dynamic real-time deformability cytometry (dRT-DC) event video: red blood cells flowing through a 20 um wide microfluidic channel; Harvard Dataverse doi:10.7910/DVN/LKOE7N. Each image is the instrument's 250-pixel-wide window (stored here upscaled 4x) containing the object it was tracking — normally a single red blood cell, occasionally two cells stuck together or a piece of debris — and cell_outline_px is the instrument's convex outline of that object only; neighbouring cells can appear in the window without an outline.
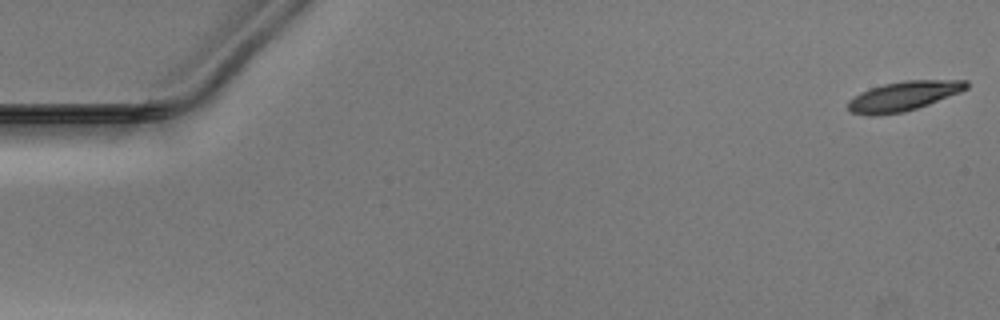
{"species": "Egyptian fruit bat (a non-hibernating species)", "species_latin": "Rousettus aegyptiacus", "temperature_condition": "warm", "stored_images_in_passage": 51, "camera_frame_rate_fps": 3000, "um_per_image_px": 0.085, "animal": {"sex": "male"}, "frame": {"image": 1, "passage_image": 1, "time_ms": 0.0, "image_size_px": [1000, 320], "cell_outline_px": [[968, 88], [960, 92], [928, 104], [904, 112], [872, 116], [868, 116], [852, 112], [848, 108], [848, 100], [860, 92], [884, 84], [904, 80], [968, 80]], "centroid_in_image_um": [76.79, 8.17], "position_along_channel_um": 8.2, "area_um2": 20.23}}
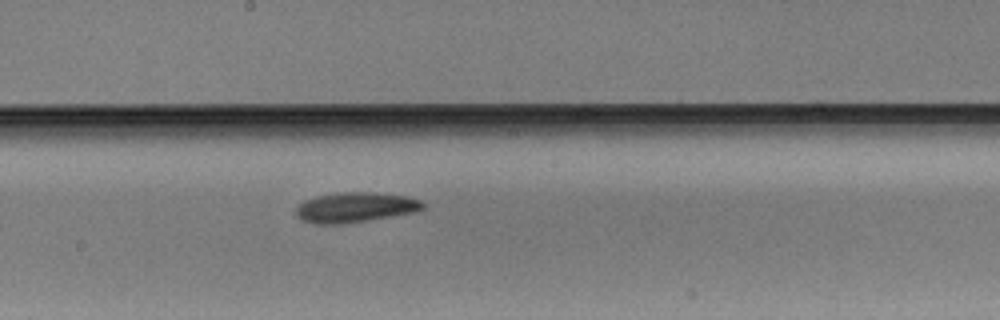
{"frame": {"image": 2, "passage_image": 28, "time_ms": 9.0, "image_size_px": [1000, 320], "cell_outline_px": [[424, 208], [416, 212], [368, 220], [340, 224], [312, 224], [300, 220], [296, 216], [296, 208], [304, 200], [316, 196], [340, 192], [372, 192], [404, 196], [420, 200], [424, 204]], "centroid_in_image_um": [30.15, 17.63], "position_along_channel_um": 218.0, "area_um2": 22.25}}
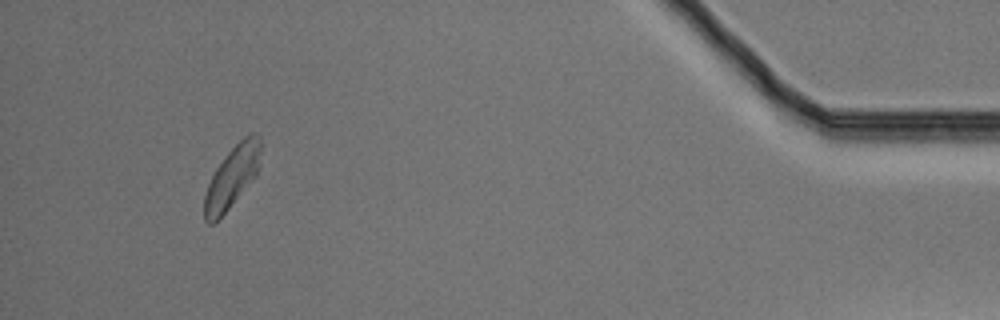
{"frame": {"image": 3, "passage_image": 48, "time_ms": 15.667, "image_size_px": [1000, 320], "cell_outline_px": [[260, 164], [256, 176], [228, 208], [212, 224], [208, 224], [204, 220], [204, 196], [208, 184], [216, 168], [224, 156], [248, 132], [252, 132], [260, 136]], "centroid_in_image_um": [19.73, 15.01], "position_along_channel_um": 415.5, "area_um2": 20.06}}